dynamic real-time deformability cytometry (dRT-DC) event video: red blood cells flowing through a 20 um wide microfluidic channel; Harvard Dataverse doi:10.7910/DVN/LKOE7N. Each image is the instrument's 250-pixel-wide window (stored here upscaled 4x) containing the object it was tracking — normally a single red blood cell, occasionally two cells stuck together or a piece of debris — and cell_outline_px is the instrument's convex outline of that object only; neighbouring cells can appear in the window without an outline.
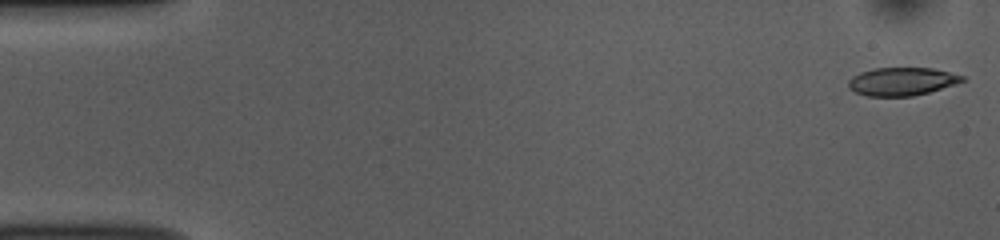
{"species": "common noctule bat (a hibernating species)", "species_latin": "Nyctalus noctula", "temperature_condition": "room temperature", "stored_images_in_passage": 52, "camera_frame_rate_fps": 3000, "um_per_image_px": 0.085, "animal": {"sex": "female", "body_mass_g": 10.0, "forearm_length_mm": 53.1}, "frame": {"image": 1, "passage_image": 1, "time_ms": 0.0, "image_size_px": [1000, 240], "cell_outline_px": [[968, 80], [956, 84], [928, 92], [912, 96], [868, 96], [856, 92], [848, 88], [848, 80], [852, 76], [860, 72], [872, 68], [932, 68], [964, 76]], "centroid_in_image_um": [76.65, 6.92], "position_along_channel_um": 8.3, "area_um2": 18.67}}
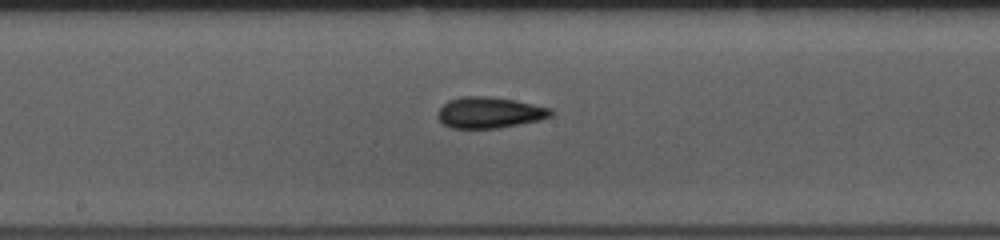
{"frame": {"image": 2, "passage_image": 27, "time_ms": 8.667, "image_size_px": [1000, 240], "cell_outline_px": [[556, 112], [552, 116], [540, 120], [496, 128], [452, 128], [444, 124], [436, 116], [436, 112], [448, 100], [460, 96], [484, 96], [516, 100], [552, 108]], "centroid_in_image_um": [41.62, 9.56], "position_along_channel_um": 206.6, "area_um2": 20.63}}
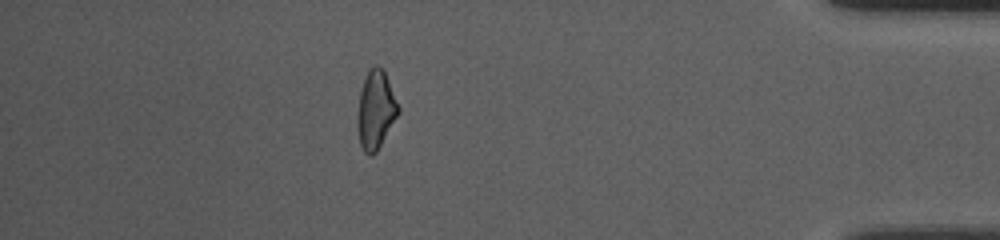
{"frame": {"image": 3, "passage_image": 46, "time_ms": 15.0, "image_size_px": [1000, 240], "cell_outline_px": [[400, 112], [376, 152], [372, 156], [368, 156], [364, 152], [360, 144], [356, 124], [356, 120], [360, 92], [368, 68], [372, 64], [376, 64], [384, 68], [400, 108]], "centroid_in_image_um": [31.93, 9.31], "position_along_channel_um": 403.3, "area_um2": 19.02}, "authors_computed_cell_mechanics": {"area_um2": 19.652, "velocity_mm_per_s": 3.7906, "shape_relaxation_time_tau1_ms": 3.8591, "shape_relaxation_time_tau2_ms": 3.6732, "deformation_change_tau1": 0.1021, "deformation_change_tau2": 0.1069}}